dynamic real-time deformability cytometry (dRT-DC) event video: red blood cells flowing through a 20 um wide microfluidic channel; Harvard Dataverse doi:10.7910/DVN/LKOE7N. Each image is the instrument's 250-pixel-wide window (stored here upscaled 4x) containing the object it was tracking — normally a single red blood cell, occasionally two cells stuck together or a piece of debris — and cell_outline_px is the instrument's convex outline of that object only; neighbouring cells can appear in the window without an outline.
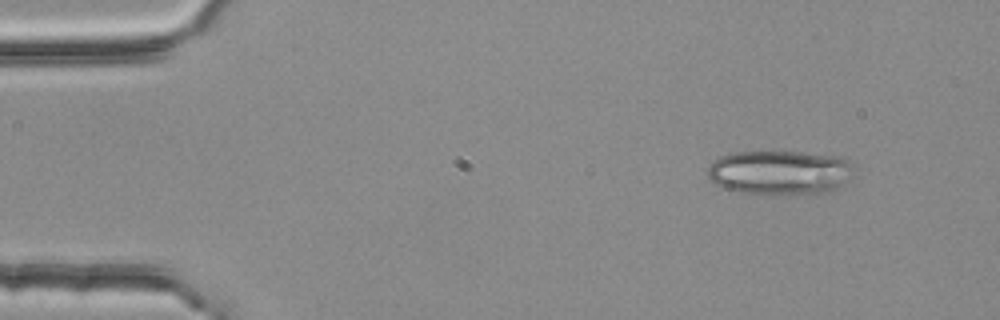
{"species": "common noctule bat (a hibernating species)", "species_latin": "Nyctalus noctula", "temperature_condition": "room temperature", "stored_images_in_passage": 3, "camera_frame_rate_fps": 3000, "um_per_image_px": 0.085, "animal": {"sex": "female", "body_mass_g": 25.1}, "frame": {"image": 1, "passage_image": 1, "time_ms": 0.0, "image_size_px": [1000, 320], "cell_outline_px": [[852, 164], [848, 180], [836, 188], [824, 192], [740, 192], [724, 188], [716, 184], [708, 176], [708, 168], [712, 160], [720, 156], [736, 152], [800, 152], [840, 156], [848, 160]], "centroid_in_image_um": [66.25, 14.61], "position_along_channel_um": 18.8, "area_um2": 36.76}}